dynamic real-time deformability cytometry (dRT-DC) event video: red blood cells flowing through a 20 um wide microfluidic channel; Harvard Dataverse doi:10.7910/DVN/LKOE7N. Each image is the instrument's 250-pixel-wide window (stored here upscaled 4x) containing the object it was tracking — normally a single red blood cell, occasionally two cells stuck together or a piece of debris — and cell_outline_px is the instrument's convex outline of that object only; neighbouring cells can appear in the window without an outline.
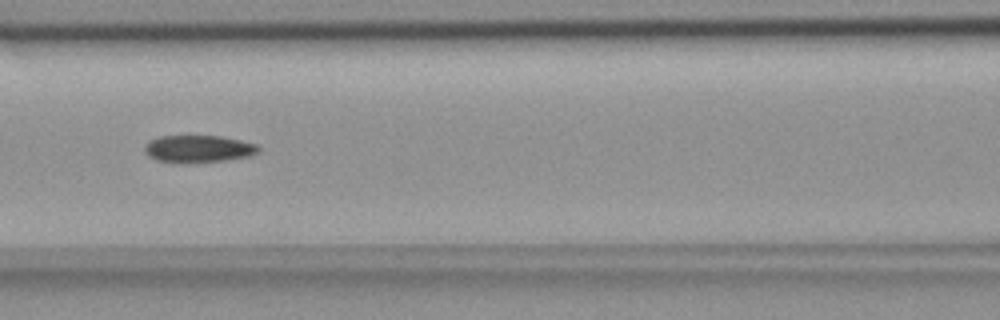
{"species": "common noctule bat (a hibernating species)", "species_latin": "Nyctalus noctula", "temperature_condition": "room temperature", "stored_images_in_passage": 19, "camera_frame_rate_fps": 3000, "um_per_image_px": 0.085, "animal": {"sex": "female", "body_mass_g": 18.4}, "frame": {"image": 1, "passage_image": 14, "time_ms": 4.333, "image_size_px": [1000, 320], "cell_outline_px": [[260, 152], [248, 156], [224, 160], [156, 160], [148, 156], [144, 152], [144, 144], [148, 140], [160, 136], [220, 136], [240, 140], [256, 144], [260, 148]], "centroid_in_image_um": [16.85, 12.6], "position_along_channel_um": 149.7, "area_um2": 17.34}}